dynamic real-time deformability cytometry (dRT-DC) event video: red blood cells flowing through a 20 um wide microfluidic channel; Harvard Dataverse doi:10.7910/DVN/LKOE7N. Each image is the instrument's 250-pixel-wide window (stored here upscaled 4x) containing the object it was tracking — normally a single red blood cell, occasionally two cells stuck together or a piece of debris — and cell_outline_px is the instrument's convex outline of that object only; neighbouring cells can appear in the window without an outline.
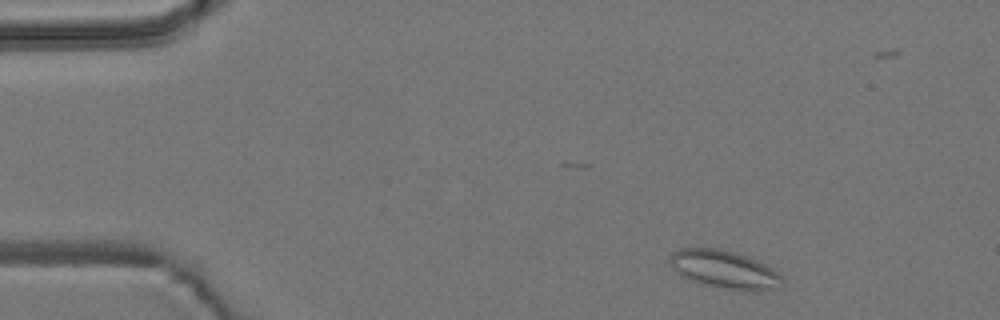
{"species": "common noctule bat (a hibernating species)", "species_latin": "Nyctalus noctula", "temperature_condition": "room temperature", "stored_images_in_passage": 51, "camera_frame_rate_fps": 3000, "um_per_image_px": 0.085, "animal": {"sex": "male", "body_mass_g": 19.2, "forearm_length_mm": 51.8}, "frame": {"image": 1, "passage_image": 3, "time_ms": 0.667, "image_size_px": [1000, 320], "cell_outline_px": [[784, 280], [780, 288], [760, 292], [740, 292], [700, 284], [680, 276], [672, 268], [668, 260], [668, 256], [672, 252], [680, 248], [716, 248], [732, 252], [756, 260], [772, 268]], "centroid_in_image_um": [61.56, 22.95], "position_along_channel_um": 23.4, "area_um2": 25.49}}
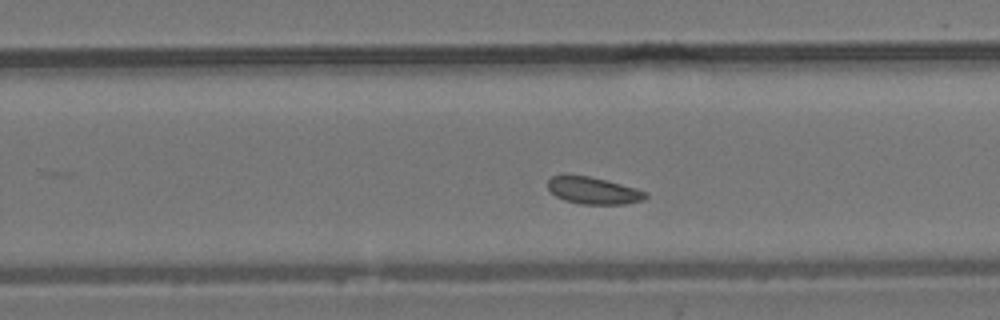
{"frame": {"image": 2, "passage_image": 30, "time_ms": 9.667, "image_size_px": [1000, 320], "cell_outline_px": [[648, 196], [644, 200], [628, 204], [580, 204], [564, 200], [556, 196], [548, 188], [548, 180], [552, 176], [588, 176], [636, 188], [648, 192]], "centroid_in_image_um": [50.48, 16.22], "position_along_channel_um": 279.3, "area_um2": 15.2}}
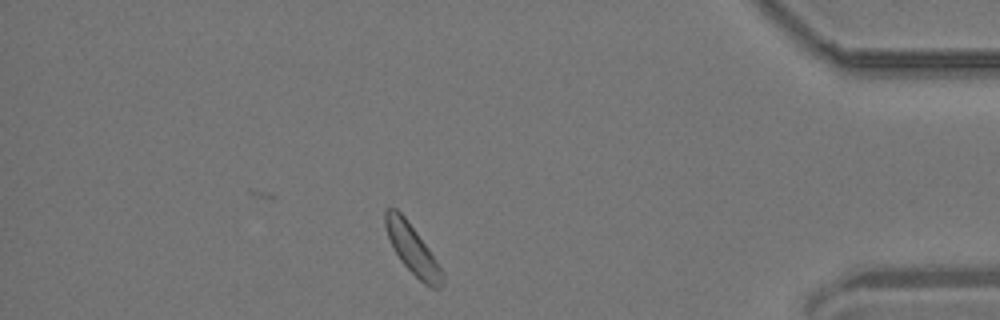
{"frame": {"image": 3, "passage_image": 43, "time_ms": 14.0, "image_size_px": [1000, 320], "cell_outline_px": [[444, 284], [440, 288], [432, 288], [424, 284], [400, 260], [392, 248], [384, 224], [384, 212], [388, 208], [396, 208], [404, 216], [428, 248], [444, 272]], "centroid_in_image_um": [35.06, 21.21], "position_along_channel_um": 400.1, "area_um2": 16.3}}